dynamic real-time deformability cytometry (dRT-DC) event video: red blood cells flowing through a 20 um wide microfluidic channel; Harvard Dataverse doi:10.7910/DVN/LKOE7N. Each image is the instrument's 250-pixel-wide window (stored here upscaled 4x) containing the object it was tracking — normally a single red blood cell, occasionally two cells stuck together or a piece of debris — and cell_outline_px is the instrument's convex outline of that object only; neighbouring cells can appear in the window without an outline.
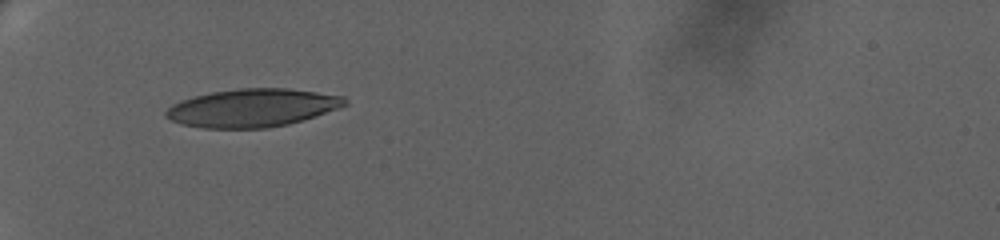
{"species": "human", "species_latin": "Homo sapiens", "temperature_condition": "warm", "stored_images_in_passage": 42, "camera_frame_rate_fps": 3000, "um_per_image_px": 0.085, "donor": {"sex": "female"}, "frame": {"image": 1, "passage_image": 1, "time_ms": 0.0, "image_size_px": [1000, 240], "cell_outline_px": [[348, 104], [288, 124], [268, 128], [204, 128], [180, 124], [164, 116], [164, 112], [172, 104], [180, 100], [212, 92], [240, 88], [288, 88], [344, 96], [348, 100]], "centroid_in_image_um": [21.4, 9.16], "position_along_channel_um": 63.6, "area_um2": 39.42}}
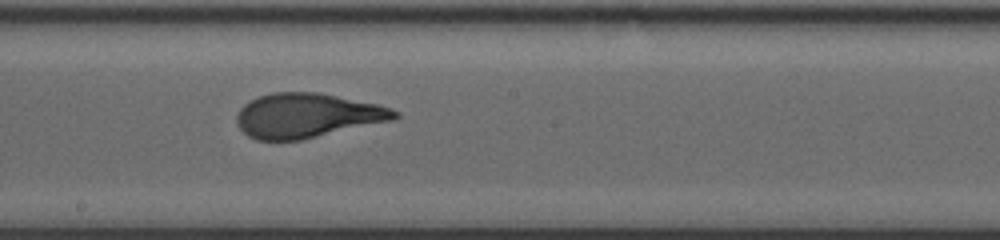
{"frame": {"image": 2, "passage_image": 17, "time_ms": 5.333, "image_size_px": [1000, 240], "cell_outline_px": [[400, 116], [392, 120], [300, 140], [256, 140], [248, 136], [236, 124], [236, 116], [240, 108], [244, 104], [260, 96], [272, 92], [316, 92], [376, 104], [400, 112]], "centroid_in_image_um": [26.07, 9.82], "position_along_channel_um": 222.1, "area_um2": 40.52}}
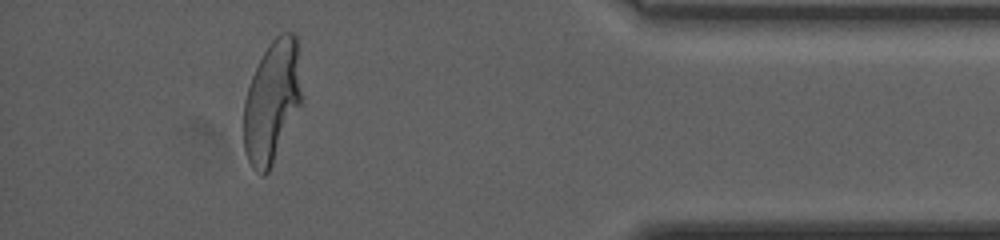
{"frame": {"image": 3, "passage_image": 37, "time_ms": 12.0, "image_size_px": [1000, 240], "cell_outline_px": [[304, 104], [268, 172], [264, 176], [260, 176], [252, 168], [244, 152], [244, 100], [252, 76], [268, 44], [280, 32], [292, 32], [296, 36]], "centroid_in_image_um": [23.16, 8.67], "position_along_channel_um": 412.0, "area_um2": 42.08}, "authors_computed_cell_mechanics": {"area_um2": 40.5467, "velocity_mm_per_s": 3.3126, "shape_relaxation_time_tau1_ms": 6.0046, "shape_relaxation_time_tau2_ms": null, "deformation_change_tau1": 0.2452, "deformation_change_tau2": null}}